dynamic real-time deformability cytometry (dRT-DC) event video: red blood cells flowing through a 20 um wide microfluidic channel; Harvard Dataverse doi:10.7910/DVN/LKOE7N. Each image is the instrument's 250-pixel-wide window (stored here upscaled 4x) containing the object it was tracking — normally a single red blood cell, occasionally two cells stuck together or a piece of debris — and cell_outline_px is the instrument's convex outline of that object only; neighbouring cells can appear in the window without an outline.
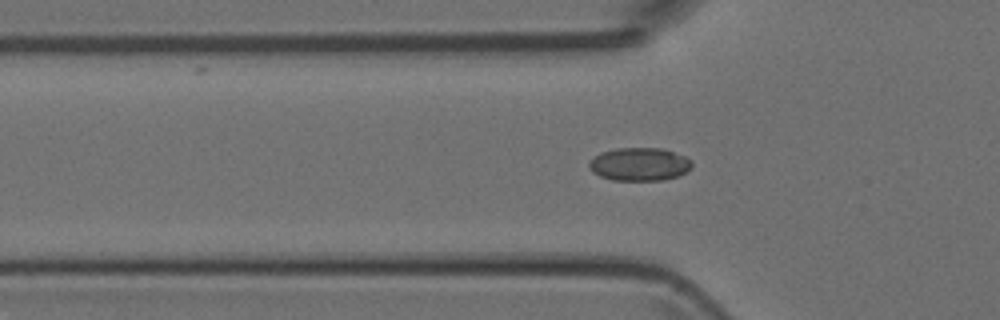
{"species": "Egyptian fruit bat (a non-hibernating species)", "species_latin": "Rousettus aegyptiacus", "temperature_condition": "room temperature", "stored_images_in_passage": 42, "camera_frame_rate_fps": 3000, "um_per_image_px": 0.085, "animal": {"sex": "female"}, "frame": {"image": 1, "passage_image": 13, "time_ms": 4.0, "image_size_px": [1000, 320], "cell_outline_px": [[692, 168], [680, 176], [664, 180], [612, 180], [600, 176], [592, 172], [588, 168], [588, 164], [600, 152], [616, 148], [660, 148], [684, 156], [692, 160]], "centroid_in_image_um": [54.36, 13.97], "position_along_channel_um": 71.4, "area_um2": 19.94}}
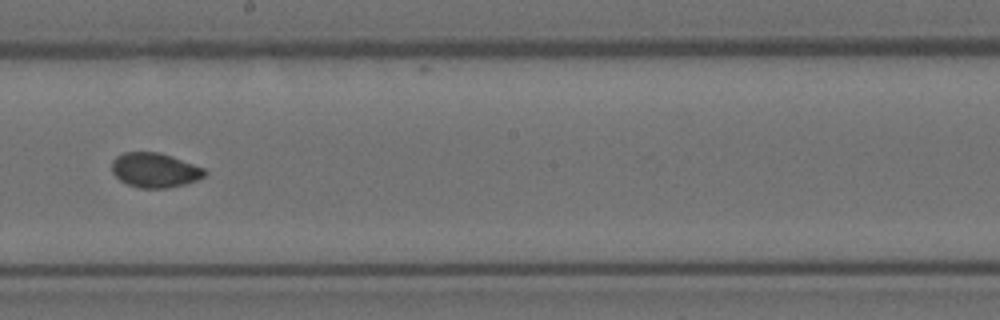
{"frame": {"image": 2, "passage_image": 25, "time_ms": 8.0, "image_size_px": [1000, 320], "cell_outline_px": [[208, 172], [204, 176], [196, 180], [184, 184], [164, 188], [140, 188], [128, 184], [120, 180], [112, 172], [112, 160], [116, 156], [124, 152], [160, 152], [172, 156], [204, 168]], "centroid_in_image_um": [13.15, 14.45], "position_along_channel_um": 235.1, "area_um2": 18.67}}
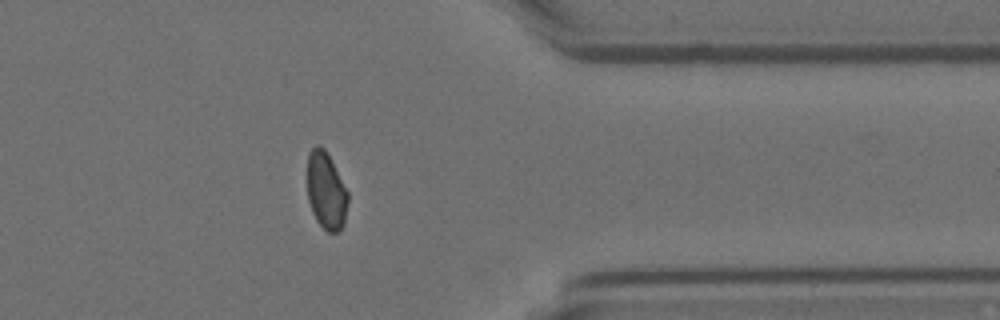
{"frame": {"image": 3, "passage_image": 37, "time_ms": 12.0, "image_size_px": [1000, 320], "cell_outline_px": [[348, 200], [344, 224], [336, 232], [328, 232], [316, 220], [312, 212], [308, 200], [308, 152], [316, 144], [320, 144], [324, 148], [348, 192]], "centroid_in_image_um": [27.71, 16.21], "position_along_channel_um": 383.7, "area_um2": 18.09}}